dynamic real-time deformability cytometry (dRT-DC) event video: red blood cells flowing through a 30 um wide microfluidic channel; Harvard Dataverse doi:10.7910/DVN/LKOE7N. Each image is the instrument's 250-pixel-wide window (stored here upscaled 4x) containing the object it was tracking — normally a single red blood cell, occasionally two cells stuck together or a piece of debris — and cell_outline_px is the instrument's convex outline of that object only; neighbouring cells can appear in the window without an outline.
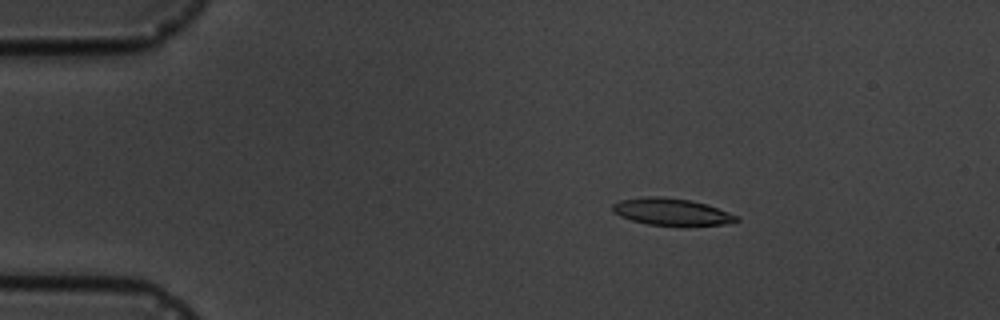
{"species": "common noctule bat (a hibernating species)", "species_latin": "Nyctalus noctula", "temperature_condition": "cold", "stored_images_in_passage": 5, "camera_frame_rate_fps": 3000, "um_per_image_px": 0.085, "animal": {"sex": "male", "body_mass_g": 19.5, "forearm_length_mm": 54.6}, "frame": {"image": 1, "passage_image": 3, "time_ms": 3.0, "image_size_px": [1000, 320], "cell_outline_px": [[740, 220], [724, 224], [648, 224], [632, 220], [620, 216], [612, 212], [612, 204], [620, 200], [648, 196], [660, 196], [692, 200], [716, 208], [736, 216]], "centroid_in_image_um": [56.99, 17.97], "position_along_channel_um": 28.0, "area_um2": 18.79}}